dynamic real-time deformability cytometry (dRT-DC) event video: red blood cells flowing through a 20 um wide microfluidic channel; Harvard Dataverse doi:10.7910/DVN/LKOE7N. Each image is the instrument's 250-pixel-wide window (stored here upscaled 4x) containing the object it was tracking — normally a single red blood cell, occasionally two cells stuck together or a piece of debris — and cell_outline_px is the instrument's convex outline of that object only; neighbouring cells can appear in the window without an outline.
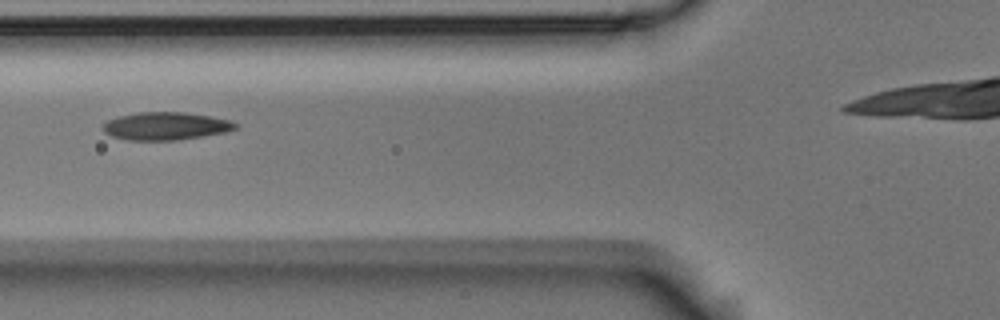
{"species": "Egyptian fruit bat (a non-hibernating species)", "species_latin": "Rousettus aegyptiacus", "temperature_condition": "room temperature", "stored_images_in_passage": 13, "camera_frame_rate_fps": 3000, "um_per_image_px": 0.085, "animal": {"sex": "male"}, "frame": {"image": 1, "passage_image": 4, "time_ms": 1.0, "image_size_px": [1000, 320], "cell_outline_px": [[240, 124], [236, 128], [228, 132], [176, 140], [128, 140], [112, 136], [104, 132], [104, 124], [108, 120], [120, 116], [140, 112], [184, 112], [208, 116], [228, 120]], "centroid_in_image_um": [14.11, 10.72], "position_along_channel_um": 111.7, "area_um2": 21.27}}
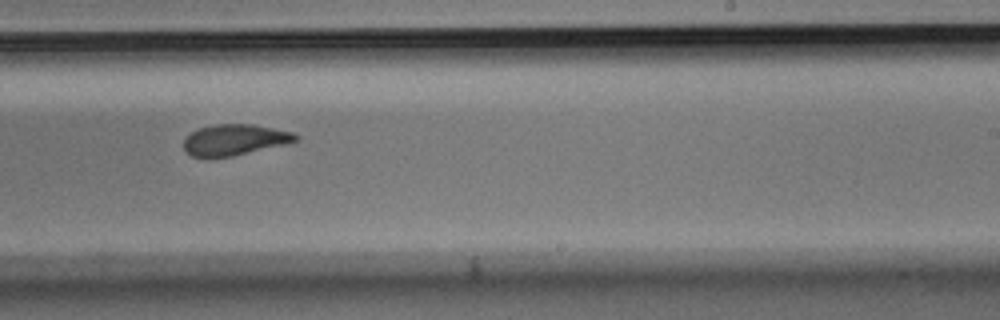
{"frame": {"image": 2, "passage_image": 8, "time_ms": 2.333, "image_size_px": [1000, 320], "cell_outline_px": [[300, 140], [284, 144], [232, 156], [192, 156], [184, 148], [184, 140], [192, 132], [200, 128], [216, 124], [252, 124], [292, 132], [300, 136]], "centroid_in_image_um": [19.98, 11.86], "position_along_channel_um": 269.0, "area_um2": 19.71}}
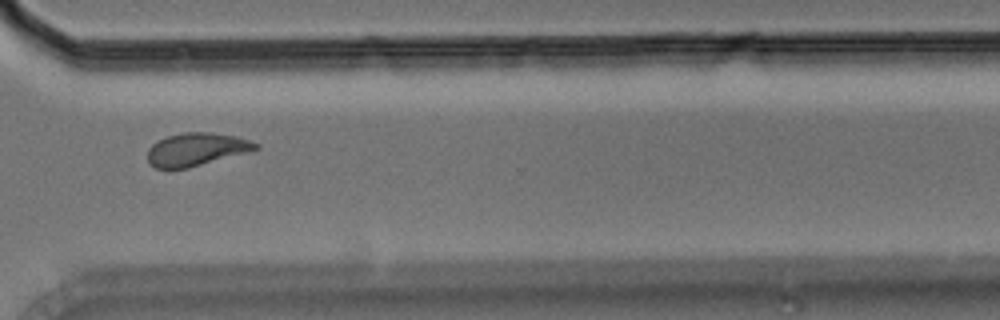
{"frame": {"image": 3, "passage_image": 10, "time_ms": 3.0, "image_size_px": [1000, 320], "cell_outline_px": [[260, 148], [188, 168], [156, 168], [148, 164], [148, 148], [152, 144], [168, 136], [184, 132], [208, 132], [236, 136], [260, 144]], "centroid_in_image_um": [16.67, 12.69], "position_along_channel_um": 353.9, "area_um2": 20.46}}